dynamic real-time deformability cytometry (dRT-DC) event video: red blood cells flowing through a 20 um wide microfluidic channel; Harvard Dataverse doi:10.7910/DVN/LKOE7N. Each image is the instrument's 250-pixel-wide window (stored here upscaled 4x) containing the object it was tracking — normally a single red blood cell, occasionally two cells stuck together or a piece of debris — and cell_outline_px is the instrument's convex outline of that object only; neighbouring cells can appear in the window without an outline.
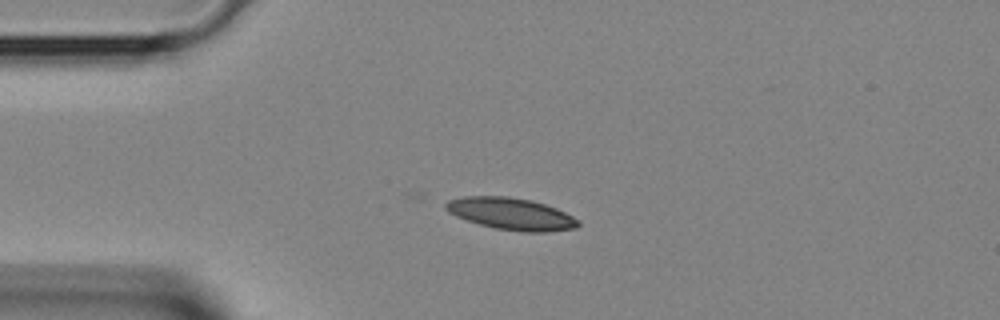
{"species": "Egyptian fruit bat (a non-hibernating species)", "species_latin": "Rousettus aegyptiacus", "temperature_condition": "room temperature", "stored_images_in_passage": 2, "camera_frame_rate_fps": 3000, "um_per_image_px": 0.085, "animal": {"sex": "female"}, "frame": {"image": 1, "passage_image": 1, "time_ms": 0.0, "image_size_px": [1000, 320], "cell_outline_px": [[580, 224], [576, 228], [548, 232], [524, 232], [496, 228], [480, 224], [456, 216], [448, 212], [444, 208], [444, 204], [448, 200], [464, 196], [508, 196], [532, 200], [556, 208], [580, 220]], "centroid_in_image_um": [43.45, 18.17], "position_along_channel_um": 41.5, "area_um2": 24.68}}